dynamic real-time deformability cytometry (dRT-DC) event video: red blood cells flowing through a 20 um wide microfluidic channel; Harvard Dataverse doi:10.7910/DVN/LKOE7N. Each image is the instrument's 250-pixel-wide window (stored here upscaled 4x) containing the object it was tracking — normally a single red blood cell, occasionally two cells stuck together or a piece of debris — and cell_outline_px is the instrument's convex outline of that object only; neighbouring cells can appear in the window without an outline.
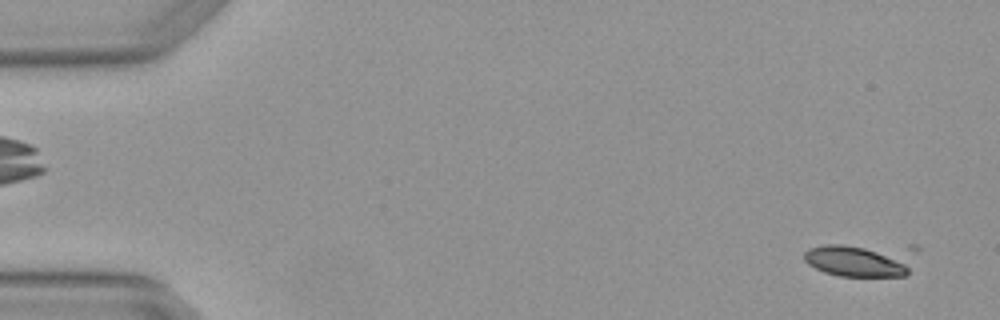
{"species": "Egyptian fruit bat (a non-hibernating species)", "species_latin": "Rousettus aegyptiacus", "temperature_condition": "warm", "stored_images_in_passage": 5, "camera_frame_rate_fps": 3000, "um_per_image_px": 0.085, "animal": {"sex": "female"}, "frame": {"image": 1, "passage_image": 2, "time_ms": 0.333, "image_size_px": [1000, 320], "cell_outline_px": [[920, 248], [908, 272], [904, 276], [840, 276], [824, 272], [808, 264], [804, 260], [804, 252], [808, 248], [824, 244], [916, 244]], "centroid_in_image_um": [73.32, 22.02], "position_along_channel_um": 11.7, "area_um2": 23.35}}